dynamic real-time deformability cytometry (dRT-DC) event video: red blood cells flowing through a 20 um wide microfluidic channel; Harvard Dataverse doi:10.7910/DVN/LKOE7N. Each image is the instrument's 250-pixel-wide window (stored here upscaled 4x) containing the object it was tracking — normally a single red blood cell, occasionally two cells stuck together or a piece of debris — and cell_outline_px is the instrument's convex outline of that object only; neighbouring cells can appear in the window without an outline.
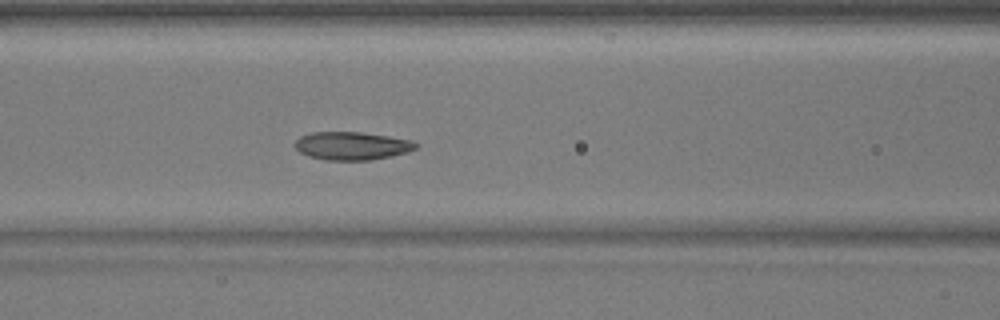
{"species": "common noctule bat (a hibernating species)", "species_latin": "Nyctalus noctula", "temperature_condition": "warm", "stored_images_in_passage": 44, "camera_frame_rate_fps": 3000, "um_per_image_px": 0.085, "animal": {"sex": "male", "body_mass_g": 17.9}, "frame": {"image": 1, "passage_image": 15, "time_ms": 4.667, "image_size_px": [1000, 320], "cell_outline_px": [[420, 144], [416, 148], [408, 152], [392, 156], [372, 160], [328, 160], [308, 156], [300, 152], [292, 144], [300, 136], [312, 132], [360, 132], [388, 136], [408, 140]], "centroid_in_image_um": [29.89, 12.4], "position_along_channel_um": 136.7, "area_um2": 19.83}}
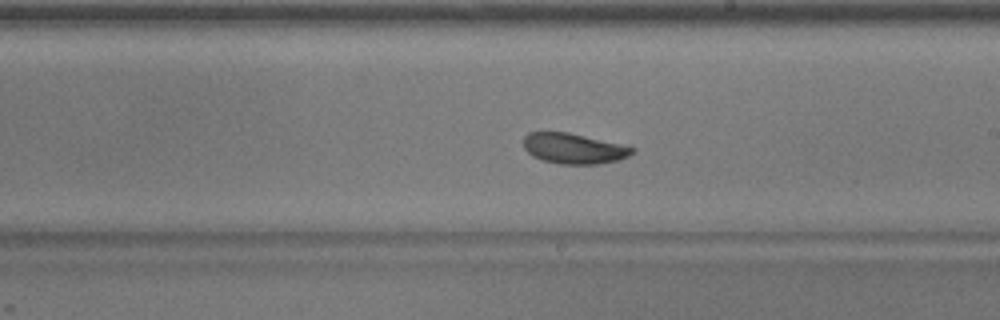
{"frame": {"image": 2, "passage_image": 23, "time_ms": 7.333, "image_size_px": [1000, 320], "cell_outline_px": [[636, 152], [620, 160], [596, 164], [560, 164], [540, 160], [532, 156], [524, 148], [524, 136], [528, 132], [568, 132], [620, 144], [636, 148]], "centroid_in_image_um": [48.77, 12.63], "position_along_channel_um": 240.2, "area_um2": 19.36}}
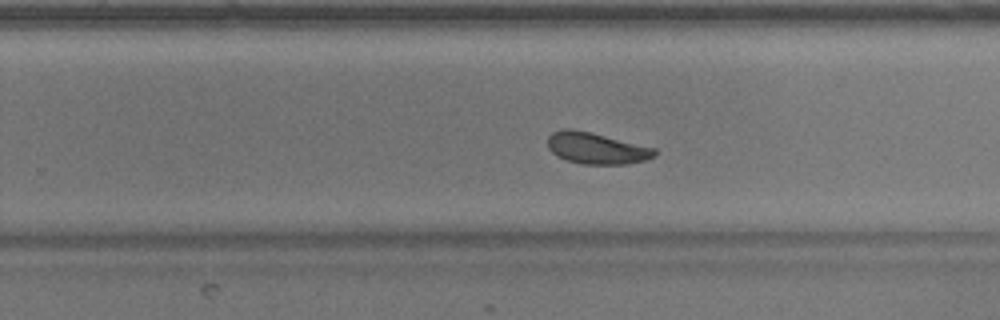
{"frame": {"image": 3, "passage_image": 26, "time_ms": 8.333, "image_size_px": [1000, 320], "cell_outline_px": [[656, 156], [644, 160], [624, 164], [584, 164], [568, 160], [556, 156], [548, 148], [548, 136], [552, 132], [560, 128], [568, 128], [588, 132], [656, 148]], "centroid_in_image_um": [50.67, 12.6], "position_along_channel_um": 279.1, "area_um2": 19.36}}